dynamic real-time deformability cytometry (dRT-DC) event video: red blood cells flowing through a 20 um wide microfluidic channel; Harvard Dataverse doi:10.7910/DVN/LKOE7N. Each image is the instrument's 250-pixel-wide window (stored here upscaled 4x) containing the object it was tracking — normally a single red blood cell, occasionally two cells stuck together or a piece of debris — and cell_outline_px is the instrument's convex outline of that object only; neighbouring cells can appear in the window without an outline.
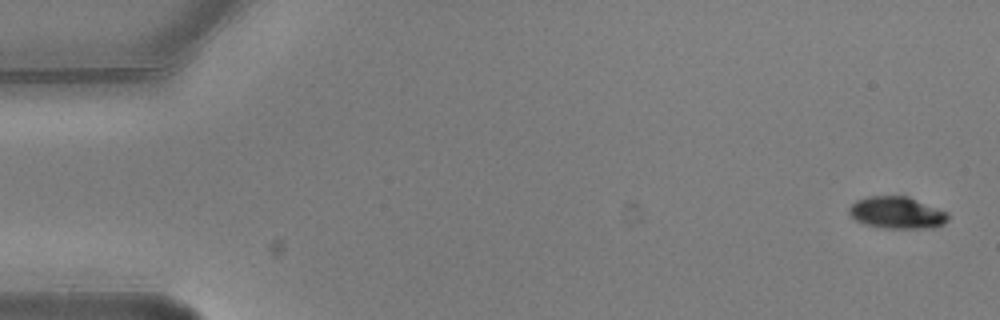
{"species": "common noctule bat (a hibernating species)", "species_latin": "Nyctalus noctula", "temperature_condition": "warm", "stored_images_in_passage": 5, "camera_frame_rate_fps": 3000, "um_per_image_px": 0.085, "animal": {"sex": "male", "body_mass_g": 20.5, "forearm_length_mm": 52.5}, "frame": {"image": 1, "passage_image": 1, "time_ms": 0.0, "image_size_px": [1000, 320], "cell_outline_px": [[948, 220], [944, 224], [932, 228], [884, 228], [864, 224], [856, 220], [848, 212], [848, 208], [856, 200], [868, 196], [908, 196], [948, 212]], "centroid_in_image_um": [76.24, 18.08], "position_along_channel_um": 8.8, "area_um2": 18.5}}
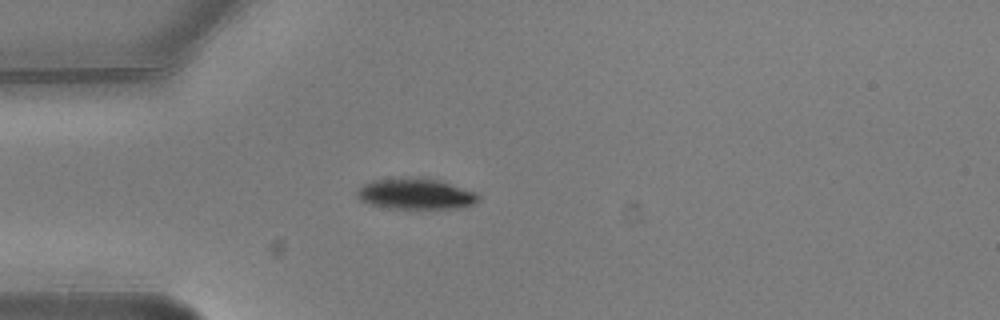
{"frame": {"image": 2, "passage_image": 5, "time_ms": 1.333, "image_size_px": [1000, 320], "cell_outline_px": [[480, 200], [476, 204], [468, 208], [420, 212], [388, 208], [372, 204], [360, 200], [356, 196], [356, 188], [372, 180], [440, 180], [476, 192], [480, 196]], "centroid_in_image_um": [35.44, 16.59], "position_along_channel_um": 49.6, "area_um2": 22.48}}